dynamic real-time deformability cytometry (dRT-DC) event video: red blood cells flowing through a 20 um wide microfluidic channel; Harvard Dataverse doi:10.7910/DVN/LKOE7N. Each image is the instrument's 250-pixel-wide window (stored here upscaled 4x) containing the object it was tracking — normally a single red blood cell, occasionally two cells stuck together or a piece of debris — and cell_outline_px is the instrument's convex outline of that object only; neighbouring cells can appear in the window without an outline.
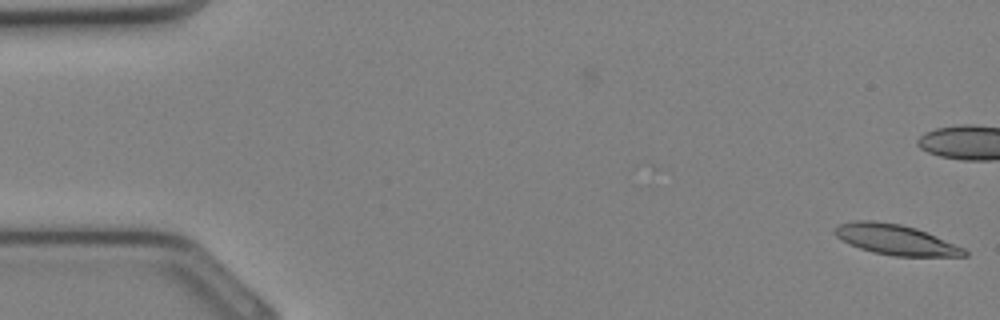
{"species": "Egyptian fruit bat (a non-hibernating species)", "species_latin": "Rousettus aegyptiacus", "temperature_condition": "cold", "stored_images_in_passage": 5, "camera_frame_rate_fps": 3000, "um_per_image_px": 0.085, "animal": {"sex": "female"}, "frame": {"image": 1, "passage_image": 5, "time_ms": 1.333, "image_size_px": [1000, 320], "cell_outline_px": [[968, 256], [892, 256], [872, 252], [860, 248], [836, 236], [836, 228], [840, 224], [852, 220], [872, 220], [900, 224], [916, 228], [964, 248], [968, 252]], "centroid_in_image_um": [76.15, 20.37], "position_along_channel_um": 8.9, "area_um2": 22.54}}